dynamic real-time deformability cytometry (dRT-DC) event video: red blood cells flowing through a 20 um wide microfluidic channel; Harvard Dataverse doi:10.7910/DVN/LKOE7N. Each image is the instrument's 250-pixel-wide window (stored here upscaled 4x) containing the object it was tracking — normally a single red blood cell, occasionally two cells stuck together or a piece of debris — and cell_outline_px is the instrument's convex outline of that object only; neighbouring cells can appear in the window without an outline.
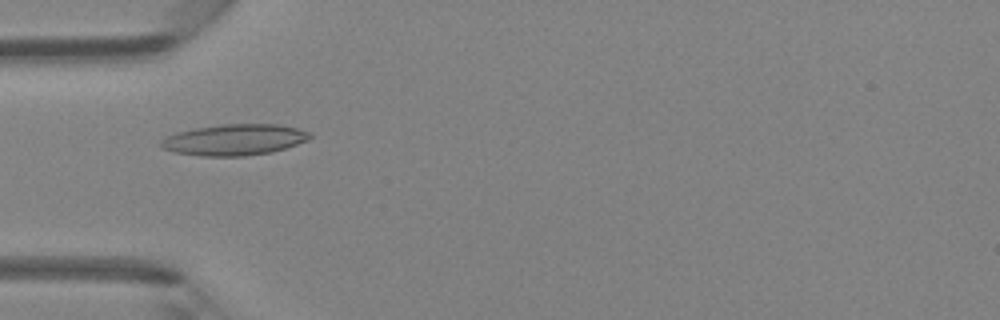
{"species": "Egyptian fruit bat (a non-hibernating species)", "species_latin": "Rousettus aegyptiacus", "temperature_condition": "room temperature", "stored_images_in_passage": 6, "camera_frame_rate_fps": 3000, "um_per_image_px": 0.085, "animal": {"sex": "female"}, "frame": {"image": 1, "passage_image": 5, "time_ms": 4.667, "image_size_px": [1000, 320], "cell_outline_px": [[312, 136], [308, 140], [272, 152], [244, 156], [200, 156], [176, 152], [160, 148], [160, 140], [164, 136], [176, 132], [196, 128], [224, 124], [280, 124], [312, 132]], "centroid_in_image_um": [19.9, 11.87], "position_along_channel_um": 65.1, "area_um2": 27.11}}
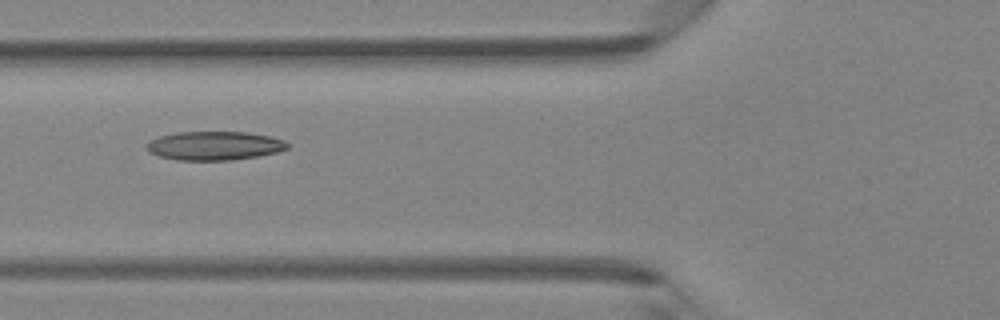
{"frame": {"image": 2, "passage_image": 6, "time_ms": 5.667, "image_size_px": [1000, 320], "cell_outline_px": [[288, 148], [276, 152], [256, 156], [228, 160], [176, 160], [160, 156], [148, 152], [144, 144], [148, 140], [160, 136], [176, 132], [244, 132], [268, 136], [284, 140], [288, 144]], "centroid_in_image_um": [18.15, 12.38], "position_along_channel_um": 107.7, "area_um2": 23.52}}